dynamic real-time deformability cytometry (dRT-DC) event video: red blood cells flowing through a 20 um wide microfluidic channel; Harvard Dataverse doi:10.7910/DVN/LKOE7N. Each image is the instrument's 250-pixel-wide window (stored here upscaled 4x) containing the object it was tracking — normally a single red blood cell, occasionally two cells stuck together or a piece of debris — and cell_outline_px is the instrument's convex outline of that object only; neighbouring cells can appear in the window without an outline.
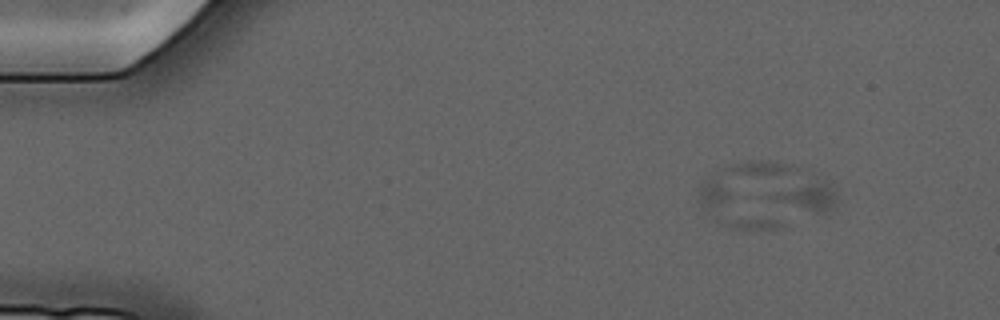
{"species": "common noctule bat (a hibernating species)", "species_latin": "Nyctalus noctula", "temperature_condition": "cold", "stored_images_in_passage": 6, "camera_frame_rate_fps": 3000, "um_per_image_px": 0.085, "animal": {"sex": "male", "forearm_length_mm": 52.5}, "frame": {"image": 1, "passage_image": 2, "time_ms": 1.0, "image_size_px": [1000, 320], "cell_outline_px": [[836, 204], [828, 212], [816, 212], [756, 196], [812, 172], [832, 184], [836, 188]], "centroid_in_image_um": [68.45, 16.46], "position_along_channel_um": 16.6, "area_um2": 13.29}}